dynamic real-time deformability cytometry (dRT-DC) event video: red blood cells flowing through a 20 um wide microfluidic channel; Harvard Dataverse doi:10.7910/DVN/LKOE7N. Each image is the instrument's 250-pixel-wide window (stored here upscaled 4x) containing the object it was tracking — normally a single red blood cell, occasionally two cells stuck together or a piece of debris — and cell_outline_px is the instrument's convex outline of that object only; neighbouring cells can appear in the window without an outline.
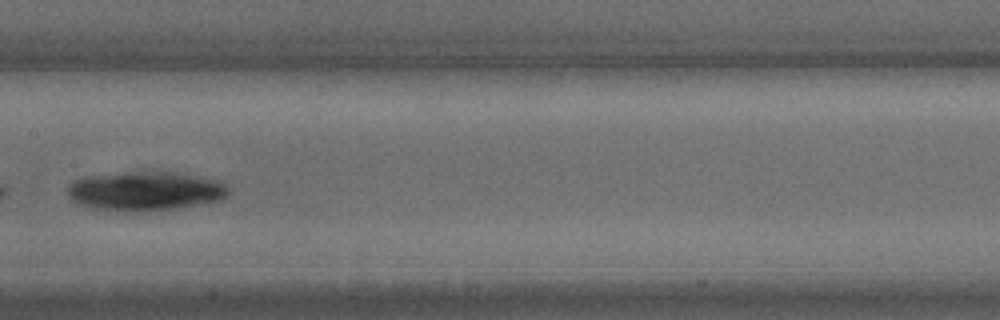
{"species": "common noctule bat (a hibernating species)", "species_latin": "Nyctalus noctula", "temperature_condition": "warm", "stored_images_in_passage": 24, "camera_frame_rate_fps": 3000, "um_per_image_px": 0.085, "animal": {"sex": "male", "body_mass_g": 15.6}, "frame": {"image": 1, "passage_image": 11, "time_ms": 3.333, "image_size_px": [1000, 320], "cell_outline_px": [[228, 196], [224, 200], [172, 208], [136, 212], [116, 212], [88, 208], [76, 204], [68, 196], [68, 184], [72, 180], [88, 176], [128, 172], [172, 172], [220, 180], [228, 184]], "centroid_in_image_um": [12.31, 16.25], "position_along_channel_um": 195.1, "area_um2": 37.17}}